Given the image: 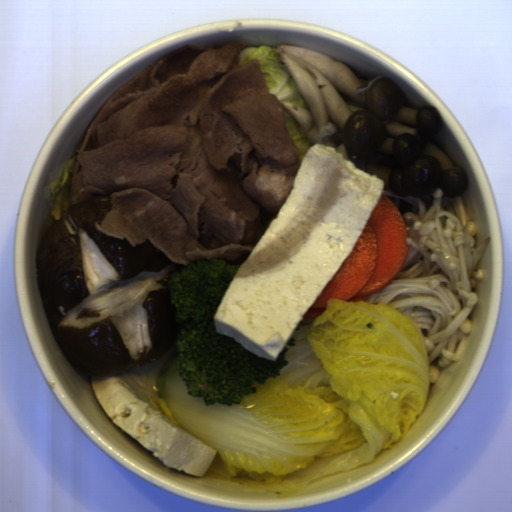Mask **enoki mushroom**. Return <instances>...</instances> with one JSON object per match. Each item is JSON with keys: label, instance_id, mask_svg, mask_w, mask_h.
I'll use <instances>...</instances> for the list:
<instances>
[{"label": "enoki mushroom", "instance_id": "obj_1", "mask_svg": "<svg viewBox=\"0 0 512 512\" xmlns=\"http://www.w3.org/2000/svg\"><path fill=\"white\" fill-rule=\"evenodd\" d=\"M382 196L399 212L409 248L396 277L364 302L386 305L414 321L422 332L430 384H435L442 369L459 361L470 336L477 283L485 279L478 266L490 239L476 244L477 226L462 194L448 198L437 187L413 198L384 188Z\"/></svg>", "mask_w": 512, "mask_h": 512}]
</instances>
